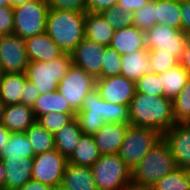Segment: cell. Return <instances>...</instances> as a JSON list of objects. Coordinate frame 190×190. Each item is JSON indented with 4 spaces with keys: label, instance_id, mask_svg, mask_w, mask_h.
<instances>
[{
    "label": "cell",
    "instance_id": "cell-1",
    "mask_svg": "<svg viewBox=\"0 0 190 190\" xmlns=\"http://www.w3.org/2000/svg\"><path fill=\"white\" fill-rule=\"evenodd\" d=\"M130 125L160 131H168L176 122L173 101L164 96H151L136 92L131 100Z\"/></svg>",
    "mask_w": 190,
    "mask_h": 190
},
{
    "label": "cell",
    "instance_id": "cell-2",
    "mask_svg": "<svg viewBox=\"0 0 190 190\" xmlns=\"http://www.w3.org/2000/svg\"><path fill=\"white\" fill-rule=\"evenodd\" d=\"M86 13L49 9L46 33L64 53H72L85 38Z\"/></svg>",
    "mask_w": 190,
    "mask_h": 190
},
{
    "label": "cell",
    "instance_id": "cell-3",
    "mask_svg": "<svg viewBox=\"0 0 190 190\" xmlns=\"http://www.w3.org/2000/svg\"><path fill=\"white\" fill-rule=\"evenodd\" d=\"M168 144L162 139L141 159L131 171V180L153 187L157 181L176 169Z\"/></svg>",
    "mask_w": 190,
    "mask_h": 190
},
{
    "label": "cell",
    "instance_id": "cell-4",
    "mask_svg": "<svg viewBox=\"0 0 190 190\" xmlns=\"http://www.w3.org/2000/svg\"><path fill=\"white\" fill-rule=\"evenodd\" d=\"M73 65L70 53H64L59 58L49 62L29 61L26 68V77L34 84L40 95L57 90L61 79Z\"/></svg>",
    "mask_w": 190,
    "mask_h": 190
},
{
    "label": "cell",
    "instance_id": "cell-5",
    "mask_svg": "<svg viewBox=\"0 0 190 190\" xmlns=\"http://www.w3.org/2000/svg\"><path fill=\"white\" fill-rule=\"evenodd\" d=\"M162 139L163 134L158 130L130 125L118 155L132 171L149 150Z\"/></svg>",
    "mask_w": 190,
    "mask_h": 190
},
{
    "label": "cell",
    "instance_id": "cell-6",
    "mask_svg": "<svg viewBox=\"0 0 190 190\" xmlns=\"http://www.w3.org/2000/svg\"><path fill=\"white\" fill-rule=\"evenodd\" d=\"M91 168L98 190H121L131 180V171L118 153L101 155Z\"/></svg>",
    "mask_w": 190,
    "mask_h": 190
},
{
    "label": "cell",
    "instance_id": "cell-7",
    "mask_svg": "<svg viewBox=\"0 0 190 190\" xmlns=\"http://www.w3.org/2000/svg\"><path fill=\"white\" fill-rule=\"evenodd\" d=\"M47 0H35L13 8V34L28 38L46 32Z\"/></svg>",
    "mask_w": 190,
    "mask_h": 190
},
{
    "label": "cell",
    "instance_id": "cell-8",
    "mask_svg": "<svg viewBox=\"0 0 190 190\" xmlns=\"http://www.w3.org/2000/svg\"><path fill=\"white\" fill-rule=\"evenodd\" d=\"M95 87L96 79L81 67L73 64L59 82L57 90L77 113L81 110L83 100Z\"/></svg>",
    "mask_w": 190,
    "mask_h": 190
},
{
    "label": "cell",
    "instance_id": "cell-9",
    "mask_svg": "<svg viewBox=\"0 0 190 190\" xmlns=\"http://www.w3.org/2000/svg\"><path fill=\"white\" fill-rule=\"evenodd\" d=\"M189 37L182 30L156 24L145 31V46L149 51L162 50L172 53V56L179 60Z\"/></svg>",
    "mask_w": 190,
    "mask_h": 190
},
{
    "label": "cell",
    "instance_id": "cell-10",
    "mask_svg": "<svg viewBox=\"0 0 190 190\" xmlns=\"http://www.w3.org/2000/svg\"><path fill=\"white\" fill-rule=\"evenodd\" d=\"M68 159L56 149L37 154L33 158L32 179L51 187L62 183Z\"/></svg>",
    "mask_w": 190,
    "mask_h": 190
},
{
    "label": "cell",
    "instance_id": "cell-11",
    "mask_svg": "<svg viewBox=\"0 0 190 190\" xmlns=\"http://www.w3.org/2000/svg\"><path fill=\"white\" fill-rule=\"evenodd\" d=\"M76 118L83 134L88 135L97 133L107 122V102L100 97L96 87L83 100Z\"/></svg>",
    "mask_w": 190,
    "mask_h": 190
},
{
    "label": "cell",
    "instance_id": "cell-12",
    "mask_svg": "<svg viewBox=\"0 0 190 190\" xmlns=\"http://www.w3.org/2000/svg\"><path fill=\"white\" fill-rule=\"evenodd\" d=\"M25 38L15 34L0 36V63L4 74L25 73L29 60Z\"/></svg>",
    "mask_w": 190,
    "mask_h": 190
},
{
    "label": "cell",
    "instance_id": "cell-13",
    "mask_svg": "<svg viewBox=\"0 0 190 190\" xmlns=\"http://www.w3.org/2000/svg\"><path fill=\"white\" fill-rule=\"evenodd\" d=\"M96 88L106 102L130 106L136 94V82L122 75L96 79Z\"/></svg>",
    "mask_w": 190,
    "mask_h": 190
},
{
    "label": "cell",
    "instance_id": "cell-14",
    "mask_svg": "<svg viewBox=\"0 0 190 190\" xmlns=\"http://www.w3.org/2000/svg\"><path fill=\"white\" fill-rule=\"evenodd\" d=\"M105 46L84 38L71 53L73 64L95 79L101 78Z\"/></svg>",
    "mask_w": 190,
    "mask_h": 190
},
{
    "label": "cell",
    "instance_id": "cell-15",
    "mask_svg": "<svg viewBox=\"0 0 190 190\" xmlns=\"http://www.w3.org/2000/svg\"><path fill=\"white\" fill-rule=\"evenodd\" d=\"M163 139L171 150L176 166L190 170V126L175 123L163 133Z\"/></svg>",
    "mask_w": 190,
    "mask_h": 190
},
{
    "label": "cell",
    "instance_id": "cell-16",
    "mask_svg": "<svg viewBox=\"0 0 190 190\" xmlns=\"http://www.w3.org/2000/svg\"><path fill=\"white\" fill-rule=\"evenodd\" d=\"M1 160L6 171L4 190H18L32 179L33 159L9 157Z\"/></svg>",
    "mask_w": 190,
    "mask_h": 190
},
{
    "label": "cell",
    "instance_id": "cell-17",
    "mask_svg": "<svg viewBox=\"0 0 190 190\" xmlns=\"http://www.w3.org/2000/svg\"><path fill=\"white\" fill-rule=\"evenodd\" d=\"M130 124L105 122L94 139L101 155L118 153Z\"/></svg>",
    "mask_w": 190,
    "mask_h": 190
},
{
    "label": "cell",
    "instance_id": "cell-18",
    "mask_svg": "<svg viewBox=\"0 0 190 190\" xmlns=\"http://www.w3.org/2000/svg\"><path fill=\"white\" fill-rule=\"evenodd\" d=\"M25 43L29 61L49 62L64 54L46 32L26 38Z\"/></svg>",
    "mask_w": 190,
    "mask_h": 190
},
{
    "label": "cell",
    "instance_id": "cell-19",
    "mask_svg": "<svg viewBox=\"0 0 190 190\" xmlns=\"http://www.w3.org/2000/svg\"><path fill=\"white\" fill-rule=\"evenodd\" d=\"M36 120L31 106L18 103L5 106L2 124L11 133H24Z\"/></svg>",
    "mask_w": 190,
    "mask_h": 190
},
{
    "label": "cell",
    "instance_id": "cell-20",
    "mask_svg": "<svg viewBox=\"0 0 190 190\" xmlns=\"http://www.w3.org/2000/svg\"><path fill=\"white\" fill-rule=\"evenodd\" d=\"M110 47L119 54H129L146 48L145 32L134 25L116 29L110 42Z\"/></svg>",
    "mask_w": 190,
    "mask_h": 190
},
{
    "label": "cell",
    "instance_id": "cell-21",
    "mask_svg": "<svg viewBox=\"0 0 190 190\" xmlns=\"http://www.w3.org/2000/svg\"><path fill=\"white\" fill-rule=\"evenodd\" d=\"M151 72L149 50L144 48L134 53L121 55V75L137 82L143 75Z\"/></svg>",
    "mask_w": 190,
    "mask_h": 190
},
{
    "label": "cell",
    "instance_id": "cell-22",
    "mask_svg": "<svg viewBox=\"0 0 190 190\" xmlns=\"http://www.w3.org/2000/svg\"><path fill=\"white\" fill-rule=\"evenodd\" d=\"M69 190H98L91 167L66 165L62 183Z\"/></svg>",
    "mask_w": 190,
    "mask_h": 190
},
{
    "label": "cell",
    "instance_id": "cell-23",
    "mask_svg": "<svg viewBox=\"0 0 190 190\" xmlns=\"http://www.w3.org/2000/svg\"><path fill=\"white\" fill-rule=\"evenodd\" d=\"M114 28L100 13H86L85 38L97 44L109 46L114 34Z\"/></svg>",
    "mask_w": 190,
    "mask_h": 190
},
{
    "label": "cell",
    "instance_id": "cell-24",
    "mask_svg": "<svg viewBox=\"0 0 190 190\" xmlns=\"http://www.w3.org/2000/svg\"><path fill=\"white\" fill-rule=\"evenodd\" d=\"M100 157L101 153L96 146L94 136L82 134L74 151L68 158V163L76 166L92 167Z\"/></svg>",
    "mask_w": 190,
    "mask_h": 190
},
{
    "label": "cell",
    "instance_id": "cell-25",
    "mask_svg": "<svg viewBox=\"0 0 190 190\" xmlns=\"http://www.w3.org/2000/svg\"><path fill=\"white\" fill-rule=\"evenodd\" d=\"M27 81L26 73H6L0 80V99L5 105L21 103Z\"/></svg>",
    "mask_w": 190,
    "mask_h": 190
},
{
    "label": "cell",
    "instance_id": "cell-26",
    "mask_svg": "<svg viewBox=\"0 0 190 190\" xmlns=\"http://www.w3.org/2000/svg\"><path fill=\"white\" fill-rule=\"evenodd\" d=\"M32 110L36 119L50 112L76 114V112L70 107L66 98L63 97L58 90L48 94L39 95L32 106Z\"/></svg>",
    "mask_w": 190,
    "mask_h": 190
},
{
    "label": "cell",
    "instance_id": "cell-27",
    "mask_svg": "<svg viewBox=\"0 0 190 190\" xmlns=\"http://www.w3.org/2000/svg\"><path fill=\"white\" fill-rule=\"evenodd\" d=\"M163 87V96L174 101L177 95L190 80V74L180 65L170 68L164 73L158 74Z\"/></svg>",
    "mask_w": 190,
    "mask_h": 190
},
{
    "label": "cell",
    "instance_id": "cell-28",
    "mask_svg": "<svg viewBox=\"0 0 190 190\" xmlns=\"http://www.w3.org/2000/svg\"><path fill=\"white\" fill-rule=\"evenodd\" d=\"M83 132L75 117L70 123L63 126L55 135V149L67 159L71 156Z\"/></svg>",
    "mask_w": 190,
    "mask_h": 190
},
{
    "label": "cell",
    "instance_id": "cell-29",
    "mask_svg": "<svg viewBox=\"0 0 190 190\" xmlns=\"http://www.w3.org/2000/svg\"><path fill=\"white\" fill-rule=\"evenodd\" d=\"M156 24L181 30L180 1L156 0Z\"/></svg>",
    "mask_w": 190,
    "mask_h": 190
},
{
    "label": "cell",
    "instance_id": "cell-30",
    "mask_svg": "<svg viewBox=\"0 0 190 190\" xmlns=\"http://www.w3.org/2000/svg\"><path fill=\"white\" fill-rule=\"evenodd\" d=\"M24 133L35 155L55 149L54 135L44 129L37 121Z\"/></svg>",
    "mask_w": 190,
    "mask_h": 190
},
{
    "label": "cell",
    "instance_id": "cell-31",
    "mask_svg": "<svg viewBox=\"0 0 190 190\" xmlns=\"http://www.w3.org/2000/svg\"><path fill=\"white\" fill-rule=\"evenodd\" d=\"M35 153L25 133H12L7 145L0 151V159L25 157L33 159Z\"/></svg>",
    "mask_w": 190,
    "mask_h": 190
},
{
    "label": "cell",
    "instance_id": "cell-32",
    "mask_svg": "<svg viewBox=\"0 0 190 190\" xmlns=\"http://www.w3.org/2000/svg\"><path fill=\"white\" fill-rule=\"evenodd\" d=\"M153 190H190V170L177 167L152 187Z\"/></svg>",
    "mask_w": 190,
    "mask_h": 190
},
{
    "label": "cell",
    "instance_id": "cell-33",
    "mask_svg": "<svg viewBox=\"0 0 190 190\" xmlns=\"http://www.w3.org/2000/svg\"><path fill=\"white\" fill-rule=\"evenodd\" d=\"M173 116L176 123H186L190 119V80L173 101Z\"/></svg>",
    "mask_w": 190,
    "mask_h": 190
},
{
    "label": "cell",
    "instance_id": "cell-34",
    "mask_svg": "<svg viewBox=\"0 0 190 190\" xmlns=\"http://www.w3.org/2000/svg\"><path fill=\"white\" fill-rule=\"evenodd\" d=\"M100 14L114 30L133 25L134 13L126 12L118 5L105 9Z\"/></svg>",
    "mask_w": 190,
    "mask_h": 190
},
{
    "label": "cell",
    "instance_id": "cell-35",
    "mask_svg": "<svg viewBox=\"0 0 190 190\" xmlns=\"http://www.w3.org/2000/svg\"><path fill=\"white\" fill-rule=\"evenodd\" d=\"M150 70L156 74L164 73L179 64V60L172 53L162 50L149 51Z\"/></svg>",
    "mask_w": 190,
    "mask_h": 190
},
{
    "label": "cell",
    "instance_id": "cell-36",
    "mask_svg": "<svg viewBox=\"0 0 190 190\" xmlns=\"http://www.w3.org/2000/svg\"><path fill=\"white\" fill-rule=\"evenodd\" d=\"M75 117L76 114L50 112L38 117L36 121L48 132L55 135L63 126L70 123Z\"/></svg>",
    "mask_w": 190,
    "mask_h": 190
},
{
    "label": "cell",
    "instance_id": "cell-37",
    "mask_svg": "<svg viewBox=\"0 0 190 190\" xmlns=\"http://www.w3.org/2000/svg\"><path fill=\"white\" fill-rule=\"evenodd\" d=\"M133 13L135 27L144 32L153 28L156 25V0H150L144 7Z\"/></svg>",
    "mask_w": 190,
    "mask_h": 190
},
{
    "label": "cell",
    "instance_id": "cell-38",
    "mask_svg": "<svg viewBox=\"0 0 190 190\" xmlns=\"http://www.w3.org/2000/svg\"><path fill=\"white\" fill-rule=\"evenodd\" d=\"M103 56L101 78L121 75V54H119L114 48L105 46Z\"/></svg>",
    "mask_w": 190,
    "mask_h": 190
},
{
    "label": "cell",
    "instance_id": "cell-39",
    "mask_svg": "<svg viewBox=\"0 0 190 190\" xmlns=\"http://www.w3.org/2000/svg\"><path fill=\"white\" fill-rule=\"evenodd\" d=\"M136 92L144 93L151 96H163V87L158 74L149 72L143 75L136 82Z\"/></svg>",
    "mask_w": 190,
    "mask_h": 190
},
{
    "label": "cell",
    "instance_id": "cell-40",
    "mask_svg": "<svg viewBox=\"0 0 190 190\" xmlns=\"http://www.w3.org/2000/svg\"><path fill=\"white\" fill-rule=\"evenodd\" d=\"M107 122L130 124L129 106L107 102Z\"/></svg>",
    "mask_w": 190,
    "mask_h": 190
},
{
    "label": "cell",
    "instance_id": "cell-41",
    "mask_svg": "<svg viewBox=\"0 0 190 190\" xmlns=\"http://www.w3.org/2000/svg\"><path fill=\"white\" fill-rule=\"evenodd\" d=\"M49 9L86 13V0H47Z\"/></svg>",
    "mask_w": 190,
    "mask_h": 190
},
{
    "label": "cell",
    "instance_id": "cell-42",
    "mask_svg": "<svg viewBox=\"0 0 190 190\" xmlns=\"http://www.w3.org/2000/svg\"><path fill=\"white\" fill-rule=\"evenodd\" d=\"M14 13L11 6H0V36L13 34Z\"/></svg>",
    "mask_w": 190,
    "mask_h": 190
},
{
    "label": "cell",
    "instance_id": "cell-43",
    "mask_svg": "<svg viewBox=\"0 0 190 190\" xmlns=\"http://www.w3.org/2000/svg\"><path fill=\"white\" fill-rule=\"evenodd\" d=\"M118 0H86V13H101L103 10L116 6Z\"/></svg>",
    "mask_w": 190,
    "mask_h": 190
},
{
    "label": "cell",
    "instance_id": "cell-44",
    "mask_svg": "<svg viewBox=\"0 0 190 190\" xmlns=\"http://www.w3.org/2000/svg\"><path fill=\"white\" fill-rule=\"evenodd\" d=\"M24 92L21 96V104L33 106L34 102L39 97L40 93L37 90L36 86L29 82L28 80L25 83Z\"/></svg>",
    "mask_w": 190,
    "mask_h": 190
},
{
    "label": "cell",
    "instance_id": "cell-45",
    "mask_svg": "<svg viewBox=\"0 0 190 190\" xmlns=\"http://www.w3.org/2000/svg\"><path fill=\"white\" fill-rule=\"evenodd\" d=\"M181 30L190 36V0H181Z\"/></svg>",
    "mask_w": 190,
    "mask_h": 190
},
{
    "label": "cell",
    "instance_id": "cell-46",
    "mask_svg": "<svg viewBox=\"0 0 190 190\" xmlns=\"http://www.w3.org/2000/svg\"><path fill=\"white\" fill-rule=\"evenodd\" d=\"M150 0H118L117 5L126 12H135L144 7Z\"/></svg>",
    "mask_w": 190,
    "mask_h": 190
},
{
    "label": "cell",
    "instance_id": "cell-47",
    "mask_svg": "<svg viewBox=\"0 0 190 190\" xmlns=\"http://www.w3.org/2000/svg\"><path fill=\"white\" fill-rule=\"evenodd\" d=\"M179 64L190 74V37L184 46Z\"/></svg>",
    "mask_w": 190,
    "mask_h": 190
},
{
    "label": "cell",
    "instance_id": "cell-48",
    "mask_svg": "<svg viewBox=\"0 0 190 190\" xmlns=\"http://www.w3.org/2000/svg\"><path fill=\"white\" fill-rule=\"evenodd\" d=\"M51 189H52V187L47 184H43L39 181L30 179L27 183H25L18 190H51Z\"/></svg>",
    "mask_w": 190,
    "mask_h": 190
},
{
    "label": "cell",
    "instance_id": "cell-49",
    "mask_svg": "<svg viewBox=\"0 0 190 190\" xmlns=\"http://www.w3.org/2000/svg\"><path fill=\"white\" fill-rule=\"evenodd\" d=\"M12 133L0 123V151L7 145Z\"/></svg>",
    "mask_w": 190,
    "mask_h": 190
},
{
    "label": "cell",
    "instance_id": "cell-50",
    "mask_svg": "<svg viewBox=\"0 0 190 190\" xmlns=\"http://www.w3.org/2000/svg\"><path fill=\"white\" fill-rule=\"evenodd\" d=\"M121 190H153V188L130 180Z\"/></svg>",
    "mask_w": 190,
    "mask_h": 190
},
{
    "label": "cell",
    "instance_id": "cell-51",
    "mask_svg": "<svg viewBox=\"0 0 190 190\" xmlns=\"http://www.w3.org/2000/svg\"><path fill=\"white\" fill-rule=\"evenodd\" d=\"M5 177H6L5 167L3 166L2 160L0 159V188H2L3 190L5 188Z\"/></svg>",
    "mask_w": 190,
    "mask_h": 190
},
{
    "label": "cell",
    "instance_id": "cell-52",
    "mask_svg": "<svg viewBox=\"0 0 190 190\" xmlns=\"http://www.w3.org/2000/svg\"><path fill=\"white\" fill-rule=\"evenodd\" d=\"M35 0H8V6L16 7L24 3L33 2Z\"/></svg>",
    "mask_w": 190,
    "mask_h": 190
},
{
    "label": "cell",
    "instance_id": "cell-53",
    "mask_svg": "<svg viewBox=\"0 0 190 190\" xmlns=\"http://www.w3.org/2000/svg\"><path fill=\"white\" fill-rule=\"evenodd\" d=\"M5 106V103L0 99V123H2L3 120Z\"/></svg>",
    "mask_w": 190,
    "mask_h": 190
},
{
    "label": "cell",
    "instance_id": "cell-54",
    "mask_svg": "<svg viewBox=\"0 0 190 190\" xmlns=\"http://www.w3.org/2000/svg\"><path fill=\"white\" fill-rule=\"evenodd\" d=\"M51 190H69V189L66 188L65 186H63L62 184H60V185H56V186L52 187Z\"/></svg>",
    "mask_w": 190,
    "mask_h": 190
},
{
    "label": "cell",
    "instance_id": "cell-55",
    "mask_svg": "<svg viewBox=\"0 0 190 190\" xmlns=\"http://www.w3.org/2000/svg\"><path fill=\"white\" fill-rule=\"evenodd\" d=\"M0 6H8V0H0Z\"/></svg>",
    "mask_w": 190,
    "mask_h": 190
},
{
    "label": "cell",
    "instance_id": "cell-56",
    "mask_svg": "<svg viewBox=\"0 0 190 190\" xmlns=\"http://www.w3.org/2000/svg\"><path fill=\"white\" fill-rule=\"evenodd\" d=\"M3 75H4V72L2 70L1 63H0V80L2 79Z\"/></svg>",
    "mask_w": 190,
    "mask_h": 190
},
{
    "label": "cell",
    "instance_id": "cell-57",
    "mask_svg": "<svg viewBox=\"0 0 190 190\" xmlns=\"http://www.w3.org/2000/svg\"><path fill=\"white\" fill-rule=\"evenodd\" d=\"M186 124L190 126V119L186 122Z\"/></svg>",
    "mask_w": 190,
    "mask_h": 190
}]
</instances>
